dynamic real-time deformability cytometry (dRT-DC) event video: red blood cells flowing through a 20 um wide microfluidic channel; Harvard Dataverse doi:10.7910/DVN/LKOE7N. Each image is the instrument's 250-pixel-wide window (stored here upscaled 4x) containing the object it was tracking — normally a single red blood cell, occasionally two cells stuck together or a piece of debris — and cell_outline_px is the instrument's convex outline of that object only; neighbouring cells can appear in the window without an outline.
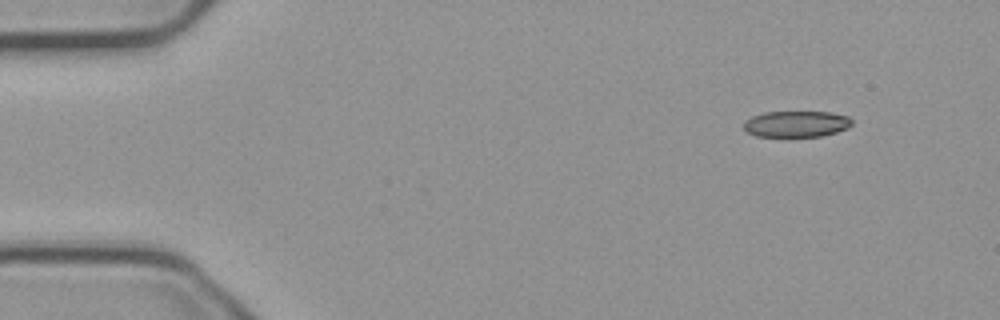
{"species": "common noctule bat (a hibernating species)", "species_latin": "Nyctalus noctula", "temperature_condition": "cold", "stored_images_in_passage": 49, "camera_frame_rate_fps": 3000, "um_per_image_px": 0.085, "animal": {"sex": "male", "body_mass_g": 23.1, "forearm_length_mm": 52.7}, "frame": {"image": 1, "passage_image": 1, "time_ms": 0.0, "image_size_px": [1000, 320], "cell_outline_px": [[852, 124], [848, 128], [836, 132], [820, 136], [792, 140], [788, 140], [756, 136], [748, 132], [744, 128], [744, 120], [752, 116], [764, 112], [832, 112], [848, 116], [852, 120]], "centroid_in_image_um": [67.66, 10.59], "position_along_channel_um": 17.3, "area_um2": 17.46}}
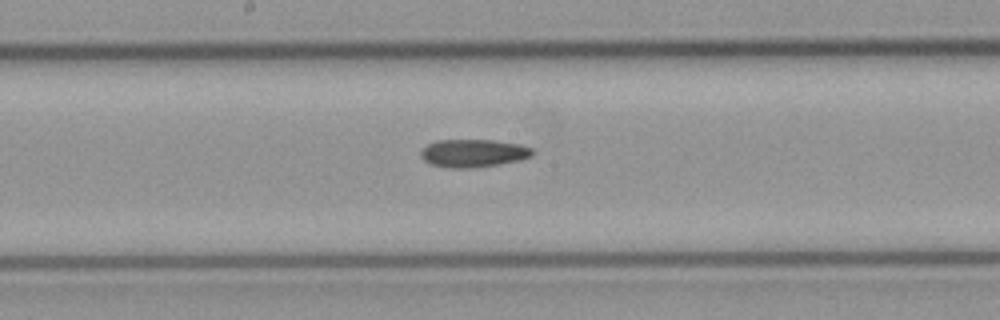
{"frame": {"image": 2, "passage_image": 24, "time_ms": 7.667, "image_size_px": [1000, 320], "cell_outline_px": [[536, 152], [532, 156], [520, 160], [500, 164], [472, 168], [448, 168], [432, 164], [424, 160], [420, 156], [420, 152], [428, 144], [436, 140], [492, 140], [520, 144], [532, 148]], "centroid_in_image_um": [40.26, 13.02], "position_along_channel_um": 207.9, "area_um2": 18.26}}
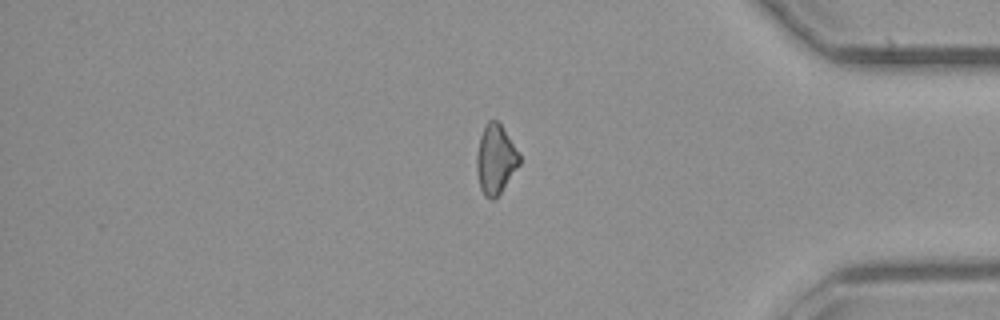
{"frame": {"image": 3, "passage_image": 41, "time_ms": 13.333, "image_size_px": [1000, 320], "cell_outline_px": [[520, 164], [500, 192], [492, 200], [484, 196], [480, 188], [476, 168], [476, 156], [480, 136], [488, 120], [496, 120], [500, 124], [520, 156]], "centroid_in_image_um": [42.09, 13.56], "position_along_channel_um": 393.1, "area_um2": 16.88}}